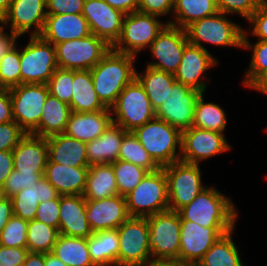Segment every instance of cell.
<instances>
[{
	"instance_id": "1",
	"label": "cell",
	"mask_w": 267,
	"mask_h": 266,
	"mask_svg": "<svg viewBox=\"0 0 267 266\" xmlns=\"http://www.w3.org/2000/svg\"><path fill=\"white\" fill-rule=\"evenodd\" d=\"M135 58L111 48L91 69L94 89L107 108L116 103L121 91L136 77Z\"/></svg>"
},
{
	"instance_id": "2",
	"label": "cell",
	"mask_w": 267,
	"mask_h": 266,
	"mask_svg": "<svg viewBox=\"0 0 267 266\" xmlns=\"http://www.w3.org/2000/svg\"><path fill=\"white\" fill-rule=\"evenodd\" d=\"M177 212L180 220L192 221L203 227H235L238 218L232 200L214 186L206 187Z\"/></svg>"
},
{
	"instance_id": "3",
	"label": "cell",
	"mask_w": 267,
	"mask_h": 266,
	"mask_svg": "<svg viewBox=\"0 0 267 266\" xmlns=\"http://www.w3.org/2000/svg\"><path fill=\"white\" fill-rule=\"evenodd\" d=\"M133 134L160 168L180 161L182 133L164 120L155 117Z\"/></svg>"
},
{
	"instance_id": "4",
	"label": "cell",
	"mask_w": 267,
	"mask_h": 266,
	"mask_svg": "<svg viewBox=\"0 0 267 266\" xmlns=\"http://www.w3.org/2000/svg\"><path fill=\"white\" fill-rule=\"evenodd\" d=\"M125 199L130 217H148L168 210L169 197L164 169L148 172Z\"/></svg>"
},
{
	"instance_id": "5",
	"label": "cell",
	"mask_w": 267,
	"mask_h": 266,
	"mask_svg": "<svg viewBox=\"0 0 267 266\" xmlns=\"http://www.w3.org/2000/svg\"><path fill=\"white\" fill-rule=\"evenodd\" d=\"M113 123L133 132L156 117L144 87L135 77L118 95L111 107Z\"/></svg>"
},
{
	"instance_id": "6",
	"label": "cell",
	"mask_w": 267,
	"mask_h": 266,
	"mask_svg": "<svg viewBox=\"0 0 267 266\" xmlns=\"http://www.w3.org/2000/svg\"><path fill=\"white\" fill-rule=\"evenodd\" d=\"M185 30L189 43L207 51L203 42L221 47L242 48L243 45L244 29L226 18L222 12L195 21Z\"/></svg>"
},
{
	"instance_id": "7",
	"label": "cell",
	"mask_w": 267,
	"mask_h": 266,
	"mask_svg": "<svg viewBox=\"0 0 267 266\" xmlns=\"http://www.w3.org/2000/svg\"><path fill=\"white\" fill-rule=\"evenodd\" d=\"M159 16L139 11L126 14L123 19L120 38L112 46L119 53L137 57L145 48H149L158 34L168 24L158 20Z\"/></svg>"
},
{
	"instance_id": "8",
	"label": "cell",
	"mask_w": 267,
	"mask_h": 266,
	"mask_svg": "<svg viewBox=\"0 0 267 266\" xmlns=\"http://www.w3.org/2000/svg\"><path fill=\"white\" fill-rule=\"evenodd\" d=\"M57 68L55 46L40 36H30L20 51L21 84H47Z\"/></svg>"
},
{
	"instance_id": "9",
	"label": "cell",
	"mask_w": 267,
	"mask_h": 266,
	"mask_svg": "<svg viewBox=\"0 0 267 266\" xmlns=\"http://www.w3.org/2000/svg\"><path fill=\"white\" fill-rule=\"evenodd\" d=\"M57 64L65 70H91L112 48L105 40L87 37L55 44Z\"/></svg>"
},
{
	"instance_id": "10",
	"label": "cell",
	"mask_w": 267,
	"mask_h": 266,
	"mask_svg": "<svg viewBox=\"0 0 267 266\" xmlns=\"http://www.w3.org/2000/svg\"><path fill=\"white\" fill-rule=\"evenodd\" d=\"M118 266H148L152 262L147 217H129L118 228Z\"/></svg>"
},
{
	"instance_id": "11",
	"label": "cell",
	"mask_w": 267,
	"mask_h": 266,
	"mask_svg": "<svg viewBox=\"0 0 267 266\" xmlns=\"http://www.w3.org/2000/svg\"><path fill=\"white\" fill-rule=\"evenodd\" d=\"M152 261L179 259L180 215L166 210L147 217Z\"/></svg>"
},
{
	"instance_id": "12",
	"label": "cell",
	"mask_w": 267,
	"mask_h": 266,
	"mask_svg": "<svg viewBox=\"0 0 267 266\" xmlns=\"http://www.w3.org/2000/svg\"><path fill=\"white\" fill-rule=\"evenodd\" d=\"M163 169L167 179L169 210L178 211L207 187L202 183L199 164L180 160L164 166Z\"/></svg>"
},
{
	"instance_id": "13",
	"label": "cell",
	"mask_w": 267,
	"mask_h": 266,
	"mask_svg": "<svg viewBox=\"0 0 267 266\" xmlns=\"http://www.w3.org/2000/svg\"><path fill=\"white\" fill-rule=\"evenodd\" d=\"M13 120L26 133L31 134L39 125L45 100L49 94L47 84H20L9 89Z\"/></svg>"
},
{
	"instance_id": "14",
	"label": "cell",
	"mask_w": 267,
	"mask_h": 266,
	"mask_svg": "<svg viewBox=\"0 0 267 266\" xmlns=\"http://www.w3.org/2000/svg\"><path fill=\"white\" fill-rule=\"evenodd\" d=\"M200 94L198 90L176 81L155 111L156 118L164 120L182 133L193 125L195 103Z\"/></svg>"
},
{
	"instance_id": "15",
	"label": "cell",
	"mask_w": 267,
	"mask_h": 266,
	"mask_svg": "<svg viewBox=\"0 0 267 266\" xmlns=\"http://www.w3.org/2000/svg\"><path fill=\"white\" fill-rule=\"evenodd\" d=\"M234 228L203 227L192 221L180 220L179 259L197 265L212 245Z\"/></svg>"
},
{
	"instance_id": "16",
	"label": "cell",
	"mask_w": 267,
	"mask_h": 266,
	"mask_svg": "<svg viewBox=\"0 0 267 266\" xmlns=\"http://www.w3.org/2000/svg\"><path fill=\"white\" fill-rule=\"evenodd\" d=\"M188 43L185 29L167 24L149 47L152 57L158 61L147 62L146 66L174 74Z\"/></svg>"
},
{
	"instance_id": "17",
	"label": "cell",
	"mask_w": 267,
	"mask_h": 266,
	"mask_svg": "<svg viewBox=\"0 0 267 266\" xmlns=\"http://www.w3.org/2000/svg\"><path fill=\"white\" fill-rule=\"evenodd\" d=\"M230 149L231 146L224 134L192 126L182 132L180 160L190 164H199L203 160Z\"/></svg>"
},
{
	"instance_id": "18",
	"label": "cell",
	"mask_w": 267,
	"mask_h": 266,
	"mask_svg": "<svg viewBox=\"0 0 267 266\" xmlns=\"http://www.w3.org/2000/svg\"><path fill=\"white\" fill-rule=\"evenodd\" d=\"M46 17V0H12L0 23L10 26V30L19 37L31 29V36H39Z\"/></svg>"
},
{
	"instance_id": "19",
	"label": "cell",
	"mask_w": 267,
	"mask_h": 266,
	"mask_svg": "<svg viewBox=\"0 0 267 266\" xmlns=\"http://www.w3.org/2000/svg\"><path fill=\"white\" fill-rule=\"evenodd\" d=\"M91 34L105 40L111 47L120 38L126 14L111 7L104 0H85L82 12Z\"/></svg>"
},
{
	"instance_id": "20",
	"label": "cell",
	"mask_w": 267,
	"mask_h": 266,
	"mask_svg": "<svg viewBox=\"0 0 267 266\" xmlns=\"http://www.w3.org/2000/svg\"><path fill=\"white\" fill-rule=\"evenodd\" d=\"M216 64L218 61L209 51L188 43L174 77L177 82L204 93L207 83L201 78H205L204 73Z\"/></svg>"
},
{
	"instance_id": "21",
	"label": "cell",
	"mask_w": 267,
	"mask_h": 266,
	"mask_svg": "<svg viewBox=\"0 0 267 266\" xmlns=\"http://www.w3.org/2000/svg\"><path fill=\"white\" fill-rule=\"evenodd\" d=\"M86 212L93 233L117 229L130 217L126 199L119 194L106 199L86 200Z\"/></svg>"
},
{
	"instance_id": "22",
	"label": "cell",
	"mask_w": 267,
	"mask_h": 266,
	"mask_svg": "<svg viewBox=\"0 0 267 266\" xmlns=\"http://www.w3.org/2000/svg\"><path fill=\"white\" fill-rule=\"evenodd\" d=\"M90 34L88 22L83 14H47L44 28L39 36L55 45L87 37Z\"/></svg>"
},
{
	"instance_id": "23",
	"label": "cell",
	"mask_w": 267,
	"mask_h": 266,
	"mask_svg": "<svg viewBox=\"0 0 267 266\" xmlns=\"http://www.w3.org/2000/svg\"><path fill=\"white\" fill-rule=\"evenodd\" d=\"M59 233L71 237L88 238L93 234L90 228L86 199L83 195L60 196Z\"/></svg>"
},
{
	"instance_id": "24",
	"label": "cell",
	"mask_w": 267,
	"mask_h": 266,
	"mask_svg": "<svg viewBox=\"0 0 267 266\" xmlns=\"http://www.w3.org/2000/svg\"><path fill=\"white\" fill-rule=\"evenodd\" d=\"M12 153L15 170L20 173H44L49 159L46 138L26 134Z\"/></svg>"
},
{
	"instance_id": "25",
	"label": "cell",
	"mask_w": 267,
	"mask_h": 266,
	"mask_svg": "<svg viewBox=\"0 0 267 266\" xmlns=\"http://www.w3.org/2000/svg\"><path fill=\"white\" fill-rule=\"evenodd\" d=\"M112 123L111 108L85 113L72 111L64 133L87 143L100 137Z\"/></svg>"
},
{
	"instance_id": "26",
	"label": "cell",
	"mask_w": 267,
	"mask_h": 266,
	"mask_svg": "<svg viewBox=\"0 0 267 266\" xmlns=\"http://www.w3.org/2000/svg\"><path fill=\"white\" fill-rule=\"evenodd\" d=\"M88 171L89 167H66L48 159L43 177L60 196L83 195Z\"/></svg>"
},
{
	"instance_id": "27",
	"label": "cell",
	"mask_w": 267,
	"mask_h": 266,
	"mask_svg": "<svg viewBox=\"0 0 267 266\" xmlns=\"http://www.w3.org/2000/svg\"><path fill=\"white\" fill-rule=\"evenodd\" d=\"M48 157L54 163L66 167H90L87 158V143L65 133L46 138Z\"/></svg>"
},
{
	"instance_id": "28",
	"label": "cell",
	"mask_w": 267,
	"mask_h": 266,
	"mask_svg": "<svg viewBox=\"0 0 267 266\" xmlns=\"http://www.w3.org/2000/svg\"><path fill=\"white\" fill-rule=\"evenodd\" d=\"M126 133L127 131L121 126L112 123L100 137L87 142L89 166L117 161L121 142Z\"/></svg>"
},
{
	"instance_id": "29",
	"label": "cell",
	"mask_w": 267,
	"mask_h": 266,
	"mask_svg": "<svg viewBox=\"0 0 267 266\" xmlns=\"http://www.w3.org/2000/svg\"><path fill=\"white\" fill-rule=\"evenodd\" d=\"M72 110L69 104L48 94L38 127L32 135L48 138L65 132Z\"/></svg>"
},
{
	"instance_id": "30",
	"label": "cell",
	"mask_w": 267,
	"mask_h": 266,
	"mask_svg": "<svg viewBox=\"0 0 267 266\" xmlns=\"http://www.w3.org/2000/svg\"><path fill=\"white\" fill-rule=\"evenodd\" d=\"M72 84V99L69 106L73 112L85 113L107 109L94 89L91 70H73Z\"/></svg>"
},
{
	"instance_id": "31",
	"label": "cell",
	"mask_w": 267,
	"mask_h": 266,
	"mask_svg": "<svg viewBox=\"0 0 267 266\" xmlns=\"http://www.w3.org/2000/svg\"><path fill=\"white\" fill-rule=\"evenodd\" d=\"M87 246L95 266H118L119 234L117 229L93 233L87 238Z\"/></svg>"
},
{
	"instance_id": "32",
	"label": "cell",
	"mask_w": 267,
	"mask_h": 266,
	"mask_svg": "<svg viewBox=\"0 0 267 266\" xmlns=\"http://www.w3.org/2000/svg\"><path fill=\"white\" fill-rule=\"evenodd\" d=\"M114 195H118V188L111 163L91 165L83 197L86 200H100Z\"/></svg>"
},
{
	"instance_id": "33",
	"label": "cell",
	"mask_w": 267,
	"mask_h": 266,
	"mask_svg": "<svg viewBox=\"0 0 267 266\" xmlns=\"http://www.w3.org/2000/svg\"><path fill=\"white\" fill-rule=\"evenodd\" d=\"M218 7L215 0H174V20L168 24L186 29L190 24L205 17L216 14Z\"/></svg>"
},
{
	"instance_id": "34",
	"label": "cell",
	"mask_w": 267,
	"mask_h": 266,
	"mask_svg": "<svg viewBox=\"0 0 267 266\" xmlns=\"http://www.w3.org/2000/svg\"><path fill=\"white\" fill-rule=\"evenodd\" d=\"M51 253L67 266H95L90 257L87 238L60 234Z\"/></svg>"
},
{
	"instance_id": "35",
	"label": "cell",
	"mask_w": 267,
	"mask_h": 266,
	"mask_svg": "<svg viewBox=\"0 0 267 266\" xmlns=\"http://www.w3.org/2000/svg\"><path fill=\"white\" fill-rule=\"evenodd\" d=\"M136 78L142 84L151 102L152 108L156 111L165 99L169 88L176 82L174 74L146 66L145 71L139 74L136 71Z\"/></svg>"
},
{
	"instance_id": "36",
	"label": "cell",
	"mask_w": 267,
	"mask_h": 266,
	"mask_svg": "<svg viewBox=\"0 0 267 266\" xmlns=\"http://www.w3.org/2000/svg\"><path fill=\"white\" fill-rule=\"evenodd\" d=\"M233 231L221 236L196 266H244L232 239Z\"/></svg>"
},
{
	"instance_id": "37",
	"label": "cell",
	"mask_w": 267,
	"mask_h": 266,
	"mask_svg": "<svg viewBox=\"0 0 267 266\" xmlns=\"http://www.w3.org/2000/svg\"><path fill=\"white\" fill-rule=\"evenodd\" d=\"M248 31L244 28V49H252L250 66L243 78V85L255 89L267 77V41H256L252 44L248 39Z\"/></svg>"
},
{
	"instance_id": "38",
	"label": "cell",
	"mask_w": 267,
	"mask_h": 266,
	"mask_svg": "<svg viewBox=\"0 0 267 266\" xmlns=\"http://www.w3.org/2000/svg\"><path fill=\"white\" fill-rule=\"evenodd\" d=\"M227 118L222 106L204 101V93L196 100L193 127L202 128L224 134Z\"/></svg>"
},
{
	"instance_id": "39",
	"label": "cell",
	"mask_w": 267,
	"mask_h": 266,
	"mask_svg": "<svg viewBox=\"0 0 267 266\" xmlns=\"http://www.w3.org/2000/svg\"><path fill=\"white\" fill-rule=\"evenodd\" d=\"M60 233L55 227L39 220L28 221L27 249L32 253L52 252Z\"/></svg>"
},
{
	"instance_id": "40",
	"label": "cell",
	"mask_w": 267,
	"mask_h": 266,
	"mask_svg": "<svg viewBox=\"0 0 267 266\" xmlns=\"http://www.w3.org/2000/svg\"><path fill=\"white\" fill-rule=\"evenodd\" d=\"M118 160L130 162L147 169L149 172L160 167L153 161L133 132H127L121 142Z\"/></svg>"
},
{
	"instance_id": "41",
	"label": "cell",
	"mask_w": 267,
	"mask_h": 266,
	"mask_svg": "<svg viewBox=\"0 0 267 266\" xmlns=\"http://www.w3.org/2000/svg\"><path fill=\"white\" fill-rule=\"evenodd\" d=\"M111 165L115 172L118 194L124 197L135 189L149 172L145 168L122 160L112 162Z\"/></svg>"
},
{
	"instance_id": "42",
	"label": "cell",
	"mask_w": 267,
	"mask_h": 266,
	"mask_svg": "<svg viewBox=\"0 0 267 266\" xmlns=\"http://www.w3.org/2000/svg\"><path fill=\"white\" fill-rule=\"evenodd\" d=\"M13 203V214L26 221L35 219L38 205L40 203L38 193V182L29 189L16 193L11 197Z\"/></svg>"
},
{
	"instance_id": "43",
	"label": "cell",
	"mask_w": 267,
	"mask_h": 266,
	"mask_svg": "<svg viewBox=\"0 0 267 266\" xmlns=\"http://www.w3.org/2000/svg\"><path fill=\"white\" fill-rule=\"evenodd\" d=\"M20 84V51L15 45L0 60V88L10 89Z\"/></svg>"
},
{
	"instance_id": "44",
	"label": "cell",
	"mask_w": 267,
	"mask_h": 266,
	"mask_svg": "<svg viewBox=\"0 0 267 266\" xmlns=\"http://www.w3.org/2000/svg\"><path fill=\"white\" fill-rule=\"evenodd\" d=\"M28 221L13 215L0 234V245L27 248Z\"/></svg>"
},
{
	"instance_id": "45",
	"label": "cell",
	"mask_w": 267,
	"mask_h": 266,
	"mask_svg": "<svg viewBox=\"0 0 267 266\" xmlns=\"http://www.w3.org/2000/svg\"><path fill=\"white\" fill-rule=\"evenodd\" d=\"M73 70L57 68L47 83L49 93L67 104L72 99Z\"/></svg>"
},
{
	"instance_id": "46",
	"label": "cell",
	"mask_w": 267,
	"mask_h": 266,
	"mask_svg": "<svg viewBox=\"0 0 267 266\" xmlns=\"http://www.w3.org/2000/svg\"><path fill=\"white\" fill-rule=\"evenodd\" d=\"M43 176L44 173H20L13 169L2 186L3 197L11 198L24 188H32Z\"/></svg>"
},
{
	"instance_id": "47",
	"label": "cell",
	"mask_w": 267,
	"mask_h": 266,
	"mask_svg": "<svg viewBox=\"0 0 267 266\" xmlns=\"http://www.w3.org/2000/svg\"><path fill=\"white\" fill-rule=\"evenodd\" d=\"M218 11L226 15L237 13L248 20L265 0H215Z\"/></svg>"
},
{
	"instance_id": "48",
	"label": "cell",
	"mask_w": 267,
	"mask_h": 266,
	"mask_svg": "<svg viewBox=\"0 0 267 266\" xmlns=\"http://www.w3.org/2000/svg\"><path fill=\"white\" fill-rule=\"evenodd\" d=\"M25 135L15 121L0 123V151H13Z\"/></svg>"
},
{
	"instance_id": "49",
	"label": "cell",
	"mask_w": 267,
	"mask_h": 266,
	"mask_svg": "<svg viewBox=\"0 0 267 266\" xmlns=\"http://www.w3.org/2000/svg\"><path fill=\"white\" fill-rule=\"evenodd\" d=\"M60 195L56 199L40 202L35 214V220L59 228Z\"/></svg>"
},
{
	"instance_id": "50",
	"label": "cell",
	"mask_w": 267,
	"mask_h": 266,
	"mask_svg": "<svg viewBox=\"0 0 267 266\" xmlns=\"http://www.w3.org/2000/svg\"><path fill=\"white\" fill-rule=\"evenodd\" d=\"M85 0H46L47 14H82Z\"/></svg>"
},
{
	"instance_id": "51",
	"label": "cell",
	"mask_w": 267,
	"mask_h": 266,
	"mask_svg": "<svg viewBox=\"0 0 267 266\" xmlns=\"http://www.w3.org/2000/svg\"><path fill=\"white\" fill-rule=\"evenodd\" d=\"M252 26L251 34L260 41H267V1L265 0L247 20Z\"/></svg>"
},
{
	"instance_id": "52",
	"label": "cell",
	"mask_w": 267,
	"mask_h": 266,
	"mask_svg": "<svg viewBox=\"0 0 267 266\" xmlns=\"http://www.w3.org/2000/svg\"><path fill=\"white\" fill-rule=\"evenodd\" d=\"M28 254L27 248L0 245V266H23Z\"/></svg>"
},
{
	"instance_id": "53",
	"label": "cell",
	"mask_w": 267,
	"mask_h": 266,
	"mask_svg": "<svg viewBox=\"0 0 267 266\" xmlns=\"http://www.w3.org/2000/svg\"><path fill=\"white\" fill-rule=\"evenodd\" d=\"M173 6L174 0H139L138 11L160 17L173 11Z\"/></svg>"
},
{
	"instance_id": "54",
	"label": "cell",
	"mask_w": 267,
	"mask_h": 266,
	"mask_svg": "<svg viewBox=\"0 0 267 266\" xmlns=\"http://www.w3.org/2000/svg\"><path fill=\"white\" fill-rule=\"evenodd\" d=\"M13 120L12 102L9 89L0 88V123H7Z\"/></svg>"
},
{
	"instance_id": "55",
	"label": "cell",
	"mask_w": 267,
	"mask_h": 266,
	"mask_svg": "<svg viewBox=\"0 0 267 266\" xmlns=\"http://www.w3.org/2000/svg\"><path fill=\"white\" fill-rule=\"evenodd\" d=\"M14 169L12 151H0V186L2 187Z\"/></svg>"
},
{
	"instance_id": "56",
	"label": "cell",
	"mask_w": 267,
	"mask_h": 266,
	"mask_svg": "<svg viewBox=\"0 0 267 266\" xmlns=\"http://www.w3.org/2000/svg\"><path fill=\"white\" fill-rule=\"evenodd\" d=\"M4 25L0 23V60L8 53L17 43L19 36L10 30L5 32Z\"/></svg>"
},
{
	"instance_id": "57",
	"label": "cell",
	"mask_w": 267,
	"mask_h": 266,
	"mask_svg": "<svg viewBox=\"0 0 267 266\" xmlns=\"http://www.w3.org/2000/svg\"><path fill=\"white\" fill-rule=\"evenodd\" d=\"M13 215L12 199L2 197L0 199V234Z\"/></svg>"
},
{
	"instance_id": "58",
	"label": "cell",
	"mask_w": 267,
	"mask_h": 266,
	"mask_svg": "<svg viewBox=\"0 0 267 266\" xmlns=\"http://www.w3.org/2000/svg\"><path fill=\"white\" fill-rule=\"evenodd\" d=\"M38 193L40 202L56 199L59 196L57 190L44 177L38 181Z\"/></svg>"
},
{
	"instance_id": "59",
	"label": "cell",
	"mask_w": 267,
	"mask_h": 266,
	"mask_svg": "<svg viewBox=\"0 0 267 266\" xmlns=\"http://www.w3.org/2000/svg\"><path fill=\"white\" fill-rule=\"evenodd\" d=\"M111 7L120 10L124 14L138 11L139 0H104Z\"/></svg>"
},
{
	"instance_id": "60",
	"label": "cell",
	"mask_w": 267,
	"mask_h": 266,
	"mask_svg": "<svg viewBox=\"0 0 267 266\" xmlns=\"http://www.w3.org/2000/svg\"><path fill=\"white\" fill-rule=\"evenodd\" d=\"M148 266H196L180 259H159L152 261Z\"/></svg>"
},
{
	"instance_id": "61",
	"label": "cell",
	"mask_w": 267,
	"mask_h": 266,
	"mask_svg": "<svg viewBox=\"0 0 267 266\" xmlns=\"http://www.w3.org/2000/svg\"><path fill=\"white\" fill-rule=\"evenodd\" d=\"M23 266H45V254L29 252Z\"/></svg>"
},
{
	"instance_id": "62",
	"label": "cell",
	"mask_w": 267,
	"mask_h": 266,
	"mask_svg": "<svg viewBox=\"0 0 267 266\" xmlns=\"http://www.w3.org/2000/svg\"><path fill=\"white\" fill-rule=\"evenodd\" d=\"M45 266H67L51 252L45 254Z\"/></svg>"
},
{
	"instance_id": "63",
	"label": "cell",
	"mask_w": 267,
	"mask_h": 266,
	"mask_svg": "<svg viewBox=\"0 0 267 266\" xmlns=\"http://www.w3.org/2000/svg\"><path fill=\"white\" fill-rule=\"evenodd\" d=\"M12 0H0V20L7 13Z\"/></svg>"
},
{
	"instance_id": "64",
	"label": "cell",
	"mask_w": 267,
	"mask_h": 266,
	"mask_svg": "<svg viewBox=\"0 0 267 266\" xmlns=\"http://www.w3.org/2000/svg\"><path fill=\"white\" fill-rule=\"evenodd\" d=\"M254 90L267 95V77Z\"/></svg>"
},
{
	"instance_id": "65",
	"label": "cell",
	"mask_w": 267,
	"mask_h": 266,
	"mask_svg": "<svg viewBox=\"0 0 267 266\" xmlns=\"http://www.w3.org/2000/svg\"><path fill=\"white\" fill-rule=\"evenodd\" d=\"M3 197L2 187L0 186V199Z\"/></svg>"
}]
</instances>
